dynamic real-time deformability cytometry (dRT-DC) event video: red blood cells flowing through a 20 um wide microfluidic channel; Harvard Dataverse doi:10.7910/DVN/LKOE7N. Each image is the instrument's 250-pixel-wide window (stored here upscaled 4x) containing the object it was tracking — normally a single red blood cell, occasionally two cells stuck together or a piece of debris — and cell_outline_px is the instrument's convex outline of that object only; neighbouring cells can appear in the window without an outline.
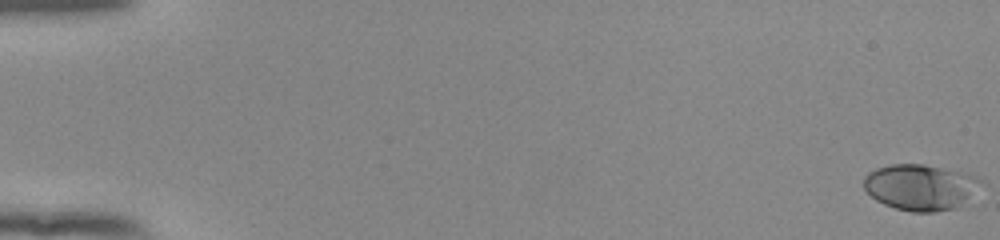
{"species": "human", "species_latin": "Homo sapiens", "temperature_condition": "room temperature", "stored_images_in_passage": 55, "camera_frame_rate_fps": 3000, "um_per_image_px": 0.085, "donor": {"sex": "female"}, "frame": {"image": 1, "passage_image": 1, "time_ms": 0.0, "image_size_px": [1000, 240], "cell_outline_px": [[980, 180], [968, 196], [956, 208], [936, 212], [912, 212], [896, 208], [884, 204], [876, 200], [864, 188], [864, 176], [868, 172], [876, 168], [892, 164], [924, 164], [968, 172], [976, 176]], "centroid_in_image_um": [78.17, 15.89], "position_along_channel_um": 6.8, "area_um2": 30.98}}
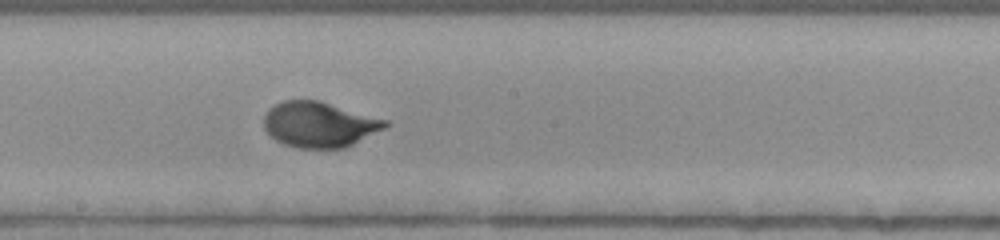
{"frame": {"image": 2, "passage_image": 32, "time_ms": 10.333, "image_size_px": [1000, 240], "cell_outline_px": [[392, 124], [388, 128], [344, 148], [296, 148], [284, 144], [276, 140], [264, 128], [264, 116], [268, 108], [284, 100], [320, 100], [388, 120]], "centroid_in_image_um": [27.19, 10.58], "position_along_channel_um": 221.0, "area_um2": 32.48}}
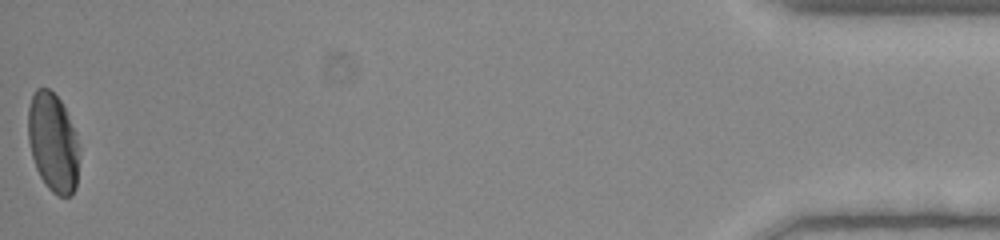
{"frame": {"image": 3, "passage_image": 55, "time_ms": 18.0, "image_size_px": [1000, 240], "cell_outline_px": [[80, 152], [76, 188], [72, 196], [60, 196], [52, 192], [48, 188], [40, 176], [36, 168], [32, 156], [28, 140], [28, 108], [32, 96], [36, 88], [48, 88], [60, 100], [76, 132]], "centroid_in_image_um": [4.52, 12.13], "position_along_channel_um": 430.7, "area_um2": 29.71}, "authors_computed_cell_mechanics": {"area_um2": 30.9808, "velocity_mm_per_s": 3.8949, "shape_relaxation_time_tau1_ms": 3.7706, "shape_relaxation_time_tau2_ms": null, "deformation_change_tau1": 0.1695, "deformation_change_tau2": null}}